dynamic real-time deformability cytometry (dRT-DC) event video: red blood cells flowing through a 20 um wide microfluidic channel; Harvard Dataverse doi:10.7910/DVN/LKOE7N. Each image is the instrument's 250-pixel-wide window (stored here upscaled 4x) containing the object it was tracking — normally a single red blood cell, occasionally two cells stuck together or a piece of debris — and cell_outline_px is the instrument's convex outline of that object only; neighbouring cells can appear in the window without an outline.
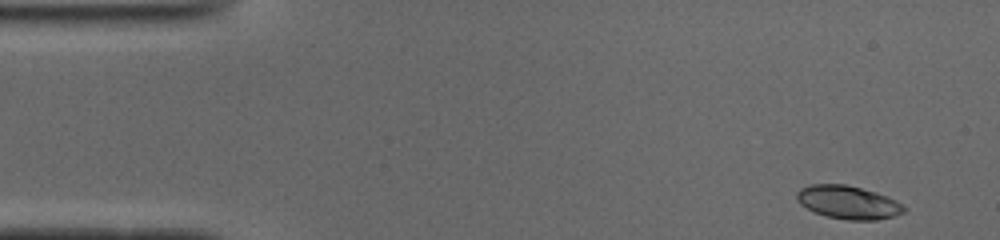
{"species": "common noctule bat (a hibernating species)", "species_latin": "Nyctalus noctula", "temperature_condition": "cold", "stored_images_in_passage": 49, "camera_frame_rate_fps": 3000, "um_per_image_px": 0.085, "animal": {"sex": "male", "body_mass_g": 19.0, "forearm_length_mm": 50.8}, "frame": {"image": 1, "passage_image": 1, "time_ms": 0.0, "image_size_px": [1000, 240], "cell_outline_px": [[908, 208], [904, 212], [892, 216], [876, 220], [848, 220], [828, 216], [816, 212], [800, 204], [796, 200], [796, 192], [800, 188], [812, 184], [844, 184], [876, 192], [896, 200]], "centroid_in_image_um": [72.09, 17.19], "position_along_channel_um": 12.9, "area_um2": 20.63}}
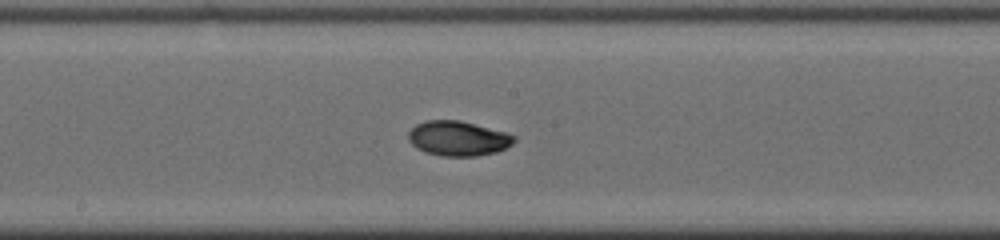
{"frame": {"image": 2, "passage_image": 24, "time_ms": 7.667, "image_size_px": [1000, 240], "cell_outline_px": [[516, 140], [512, 144], [496, 152], [476, 156], [440, 156], [424, 152], [416, 148], [408, 140], [408, 132], [416, 124], [428, 120], [460, 120], [504, 132], [516, 136]], "centroid_in_image_um": [38.91, 11.77], "position_along_channel_um": 209.3, "area_um2": 21.44}}
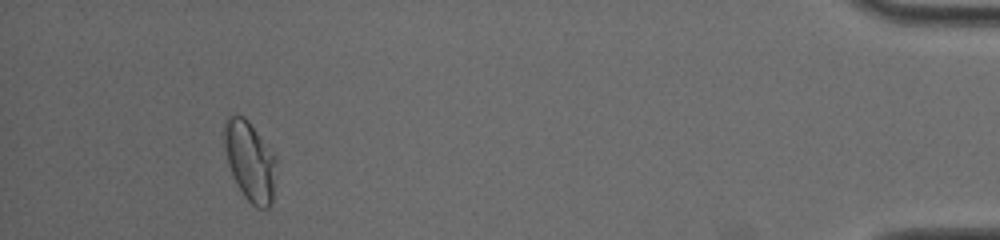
{"frame": {"image": 3, "passage_image": 45, "time_ms": 14.667, "image_size_px": [1000, 240], "cell_outline_px": [[276, 164], [272, 200], [268, 208], [260, 208], [252, 204], [244, 196], [232, 176], [228, 164], [224, 148], [224, 120], [228, 116], [244, 116], [248, 120], [276, 156]], "centroid_in_image_um": [21.23, 13.67], "position_along_channel_um": 414.0, "area_um2": 24.04}, "authors_computed_cell_mechanics": {"area_um2": 20.808, "velocity_mm_per_s": 3.9121, "shape_relaxation_time_tau1_ms": 2.5776, "shape_relaxation_time_tau2_ms": 2.3079, "deformation_change_tau1": 0.1256, "deformation_change_tau2": 0.0403}}